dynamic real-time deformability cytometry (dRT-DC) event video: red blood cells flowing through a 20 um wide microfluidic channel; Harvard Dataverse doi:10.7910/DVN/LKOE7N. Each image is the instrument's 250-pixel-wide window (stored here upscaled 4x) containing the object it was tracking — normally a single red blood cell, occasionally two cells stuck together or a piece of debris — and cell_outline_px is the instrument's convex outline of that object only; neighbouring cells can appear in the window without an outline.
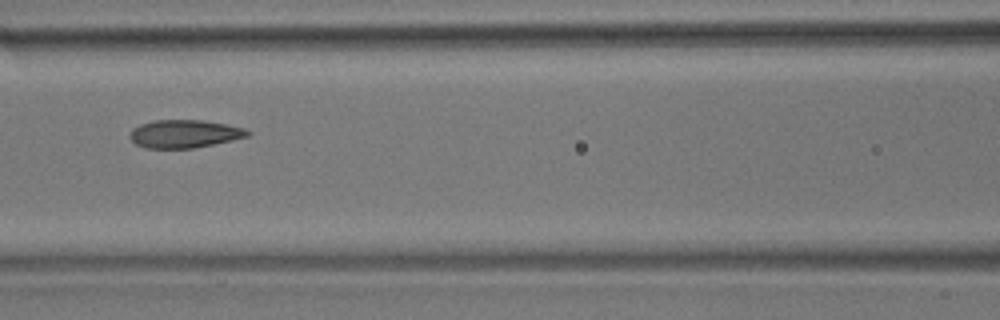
{"species": "common noctule bat (a hibernating species)", "species_latin": "Nyctalus noctula", "temperature_condition": "room temperature", "stored_images_in_passage": 9, "camera_frame_rate_fps": 3000, "um_per_image_px": 0.085, "animal": {"sex": "male", "body_mass_g": 17.9}, "frame": {"image": 1, "passage_image": 6, "time_ms": 6.0, "image_size_px": [1000, 320], "cell_outline_px": [[252, 132], [248, 136], [232, 140], [192, 148], [144, 148], [136, 144], [128, 136], [132, 128], [140, 124], [152, 120], [200, 120], [228, 124], [244, 128]], "centroid_in_image_um": [15.65, 11.36], "position_along_channel_um": 150.9, "area_um2": 19.25}}
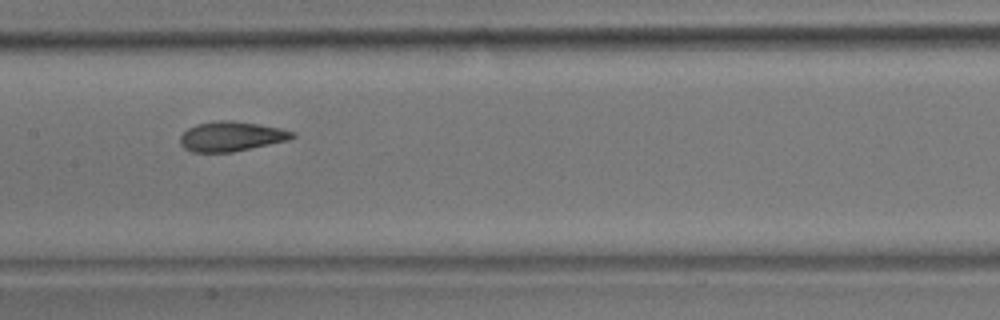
{"frame": {"image": 2, "passage_image": 7, "time_ms": 7.0, "image_size_px": [1000, 320], "cell_outline_px": [[296, 136], [288, 140], [232, 152], [192, 152], [184, 148], [180, 144], [180, 136], [188, 128], [196, 124], [216, 120], [232, 120], [280, 128], [296, 132]], "centroid_in_image_um": [19.64, 11.59], "position_along_channel_um": 187.8, "area_um2": 19.42}}